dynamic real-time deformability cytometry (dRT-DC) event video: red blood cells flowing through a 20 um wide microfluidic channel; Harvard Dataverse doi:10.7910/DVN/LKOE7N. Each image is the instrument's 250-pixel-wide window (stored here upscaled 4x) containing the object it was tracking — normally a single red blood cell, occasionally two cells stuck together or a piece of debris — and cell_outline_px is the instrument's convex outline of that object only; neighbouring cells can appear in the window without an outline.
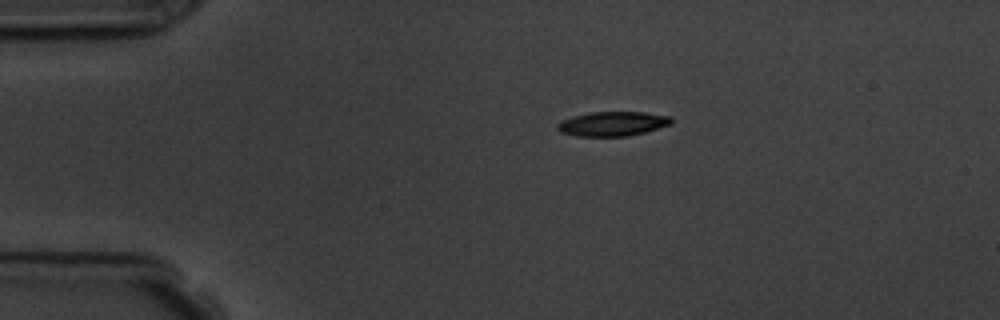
{"species": "common noctule bat (a hibernating species)", "species_latin": "Nyctalus noctula", "temperature_condition": "room temperature", "stored_images_in_passage": 9, "camera_frame_rate_fps": 3000, "um_per_image_px": 0.085, "animal": {"sex": "male", "body_mass_g": 19.5, "forearm_length_mm": 54.6}, "frame": {"image": 1, "passage_image": 1, "time_ms": 0.0, "image_size_px": [1000, 320], "cell_outline_px": [[672, 124], [644, 132], [628, 136], [576, 136], [560, 132], [556, 128], [556, 124], [560, 120], [572, 116], [588, 112], [644, 112], [672, 116]], "centroid_in_image_um": [52.04, 10.51], "position_along_channel_um": 33.0, "area_um2": 16.42}}
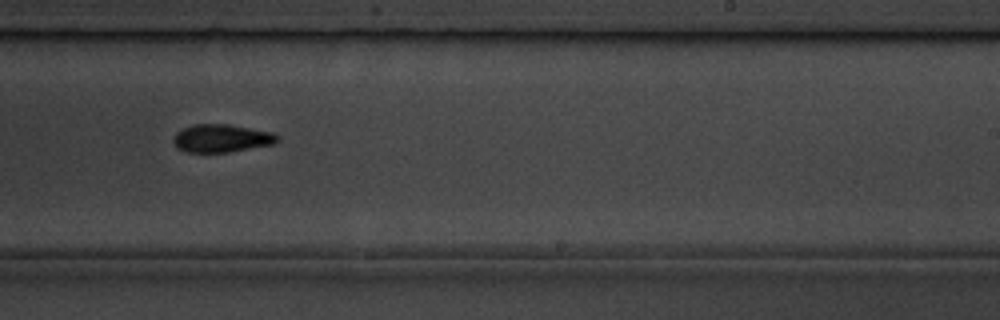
{"frame": {"image": 2, "passage_image": 8, "time_ms": 7.667, "image_size_px": [1000, 320], "cell_outline_px": [[280, 140], [276, 144], [228, 152], [184, 152], [176, 148], [172, 140], [176, 132], [192, 124], [228, 124], [272, 132], [280, 136]], "centroid_in_image_um": [18.84, 11.76], "position_along_channel_um": 270.2, "area_um2": 17.17}}